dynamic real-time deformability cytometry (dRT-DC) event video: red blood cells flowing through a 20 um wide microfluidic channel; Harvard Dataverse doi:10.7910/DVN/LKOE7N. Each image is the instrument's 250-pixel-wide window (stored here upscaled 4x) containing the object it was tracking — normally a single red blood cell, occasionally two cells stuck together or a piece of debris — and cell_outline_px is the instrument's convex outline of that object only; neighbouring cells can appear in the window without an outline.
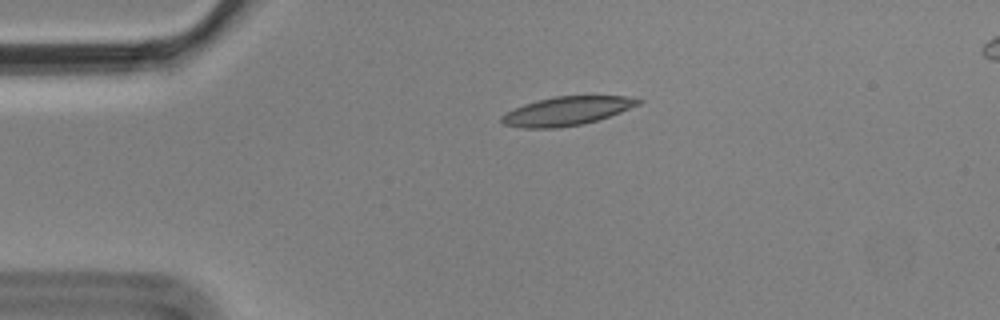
{"species": "Egyptian fruit bat (a non-hibernating species)", "species_latin": "Rousettus aegyptiacus", "temperature_condition": "cold", "stored_images_in_passage": 3, "camera_frame_rate_fps": 3000, "um_per_image_px": 0.085, "animal": {"sex": "male"}, "frame": {"image": 1, "passage_image": 1, "time_ms": 0.0, "image_size_px": [1000, 320], "cell_outline_px": [[644, 100], [640, 104], [620, 112], [596, 120], [580, 124], [556, 128], [524, 128], [504, 124], [500, 120], [500, 116], [504, 112], [524, 104], [536, 100], [556, 96], [628, 96]], "centroid_in_image_um": [48.14, 9.43], "position_along_channel_um": 36.9, "area_um2": 22.77}}